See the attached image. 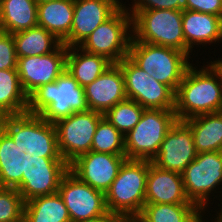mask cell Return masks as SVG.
Returning <instances> with one entry per match:
<instances>
[{"mask_svg": "<svg viewBox=\"0 0 222 222\" xmlns=\"http://www.w3.org/2000/svg\"><path fill=\"white\" fill-rule=\"evenodd\" d=\"M89 110L105 114L117 103L127 99L124 76L117 64H112L96 80L84 87Z\"/></svg>", "mask_w": 222, "mask_h": 222, "instance_id": "e0dca14e", "label": "cell"}, {"mask_svg": "<svg viewBox=\"0 0 222 222\" xmlns=\"http://www.w3.org/2000/svg\"><path fill=\"white\" fill-rule=\"evenodd\" d=\"M67 51L62 43L49 54L17 58L20 84L28 97L40 86L55 82L66 70Z\"/></svg>", "mask_w": 222, "mask_h": 222, "instance_id": "5bb4252c", "label": "cell"}, {"mask_svg": "<svg viewBox=\"0 0 222 222\" xmlns=\"http://www.w3.org/2000/svg\"><path fill=\"white\" fill-rule=\"evenodd\" d=\"M144 110L145 108L134 100L125 99L103 116L125 137L138 124Z\"/></svg>", "mask_w": 222, "mask_h": 222, "instance_id": "f546056e", "label": "cell"}, {"mask_svg": "<svg viewBox=\"0 0 222 222\" xmlns=\"http://www.w3.org/2000/svg\"><path fill=\"white\" fill-rule=\"evenodd\" d=\"M132 16V39L166 46L185 52L182 11L152 9L129 12Z\"/></svg>", "mask_w": 222, "mask_h": 222, "instance_id": "8992f818", "label": "cell"}, {"mask_svg": "<svg viewBox=\"0 0 222 222\" xmlns=\"http://www.w3.org/2000/svg\"><path fill=\"white\" fill-rule=\"evenodd\" d=\"M201 213L195 203L145 204L140 215L148 222H201Z\"/></svg>", "mask_w": 222, "mask_h": 222, "instance_id": "f1b7e54d", "label": "cell"}, {"mask_svg": "<svg viewBox=\"0 0 222 222\" xmlns=\"http://www.w3.org/2000/svg\"><path fill=\"white\" fill-rule=\"evenodd\" d=\"M117 220V216L108 212L106 215L98 216L92 219L81 220L78 222H117Z\"/></svg>", "mask_w": 222, "mask_h": 222, "instance_id": "d590c367", "label": "cell"}, {"mask_svg": "<svg viewBox=\"0 0 222 222\" xmlns=\"http://www.w3.org/2000/svg\"><path fill=\"white\" fill-rule=\"evenodd\" d=\"M130 222H148L140 214H134L126 217Z\"/></svg>", "mask_w": 222, "mask_h": 222, "instance_id": "74e56055", "label": "cell"}, {"mask_svg": "<svg viewBox=\"0 0 222 222\" xmlns=\"http://www.w3.org/2000/svg\"><path fill=\"white\" fill-rule=\"evenodd\" d=\"M74 0H52L38 3V26L45 28L63 42L70 34Z\"/></svg>", "mask_w": 222, "mask_h": 222, "instance_id": "7402d4cb", "label": "cell"}, {"mask_svg": "<svg viewBox=\"0 0 222 222\" xmlns=\"http://www.w3.org/2000/svg\"><path fill=\"white\" fill-rule=\"evenodd\" d=\"M103 117L101 113L88 110L74 112L54 123L59 153L68 164L91 151L93 136Z\"/></svg>", "mask_w": 222, "mask_h": 222, "instance_id": "8fae6325", "label": "cell"}, {"mask_svg": "<svg viewBox=\"0 0 222 222\" xmlns=\"http://www.w3.org/2000/svg\"><path fill=\"white\" fill-rule=\"evenodd\" d=\"M131 39L132 16L128 12L116 11L109 19L101 23L79 47L117 64L128 56Z\"/></svg>", "mask_w": 222, "mask_h": 222, "instance_id": "ba28073f", "label": "cell"}, {"mask_svg": "<svg viewBox=\"0 0 222 222\" xmlns=\"http://www.w3.org/2000/svg\"><path fill=\"white\" fill-rule=\"evenodd\" d=\"M128 57L155 80L169 86L175 93L192 64L190 57L178 49L131 41Z\"/></svg>", "mask_w": 222, "mask_h": 222, "instance_id": "277c9868", "label": "cell"}, {"mask_svg": "<svg viewBox=\"0 0 222 222\" xmlns=\"http://www.w3.org/2000/svg\"><path fill=\"white\" fill-rule=\"evenodd\" d=\"M117 222H130L127 218H118Z\"/></svg>", "mask_w": 222, "mask_h": 222, "instance_id": "60d3db41", "label": "cell"}, {"mask_svg": "<svg viewBox=\"0 0 222 222\" xmlns=\"http://www.w3.org/2000/svg\"><path fill=\"white\" fill-rule=\"evenodd\" d=\"M176 121L174 110L145 109L138 124L125 136L126 158L152 161Z\"/></svg>", "mask_w": 222, "mask_h": 222, "instance_id": "52a82bcc", "label": "cell"}, {"mask_svg": "<svg viewBox=\"0 0 222 222\" xmlns=\"http://www.w3.org/2000/svg\"><path fill=\"white\" fill-rule=\"evenodd\" d=\"M116 11L103 0H74L72 28L69 36L62 43L67 48L79 46Z\"/></svg>", "mask_w": 222, "mask_h": 222, "instance_id": "ac0fdd59", "label": "cell"}, {"mask_svg": "<svg viewBox=\"0 0 222 222\" xmlns=\"http://www.w3.org/2000/svg\"><path fill=\"white\" fill-rule=\"evenodd\" d=\"M17 69L13 34L0 31V70Z\"/></svg>", "mask_w": 222, "mask_h": 222, "instance_id": "d6a6232c", "label": "cell"}, {"mask_svg": "<svg viewBox=\"0 0 222 222\" xmlns=\"http://www.w3.org/2000/svg\"><path fill=\"white\" fill-rule=\"evenodd\" d=\"M36 0H0V29L16 33L38 26Z\"/></svg>", "mask_w": 222, "mask_h": 222, "instance_id": "cb8c5ba5", "label": "cell"}, {"mask_svg": "<svg viewBox=\"0 0 222 222\" xmlns=\"http://www.w3.org/2000/svg\"><path fill=\"white\" fill-rule=\"evenodd\" d=\"M24 203L16 188H0V222H23Z\"/></svg>", "mask_w": 222, "mask_h": 222, "instance_id": "1f68e13d", "label": "cell"}, {"mask_svg": "<svg viewBox=\"0 0 222 222\" xmlns=\"http://www.w3.org/2000/svg\"><path fill=\"white\" fill-rule=\"evenodd\" d=\"M103 1L110 4L117 11H124L129 13L130 8L124 6V4L122 5V2H120L119 0H103Z\"/></svg>", "mask_w": 222, "mask_h": 222, "instance_id": "8d00e7d4", "label": "cell"}, {"mask_svg": "<svg viewBox=\"0 0 222 222\" xmlns=\"http://www.w3.org/2000/svg\"><path fill=\"white\" fill-rule=\"evenodd\" d=\"M37 3H42V2H45V1H52V0H36Z\"/></svg>", "mask_w": 222, "mask_h": 222, "instance_id": "b9f144b4", "label": "cell"}, {"mask_svg": "<svg viewBox=\"0 0 222 222\" xmlns=\"http://www.w3.org/2000/svg\"><path fill=\"white\" fill-rule=\"evenodd\" d=\"M197 154L190 127L184 121L177 120L151 162L158 168L181 174Z\"/></svg>", "mask_w": 222, "mask_h": 222, "instance_id": "2e32d148", "label": "cell"}, {"mask_svg": "<svg viewBox=\"0 0 222 222\" xmlns=\"http://www.w3.org/2000/svg\"><path fill=\"white\" fill-rule=\"evenodd\" d=\"M193 203L184 189L180 173L163 170L148 161L145 204Z\"/></svg>", "mask_w": 222, "mask_h": 222, "instance_id": "d6986e66", "label": "cell"}, {"mask_svg": "<svg viewBox=\"0 0 222 222\" xmlns=\"http://www.w3.org/2000/svg\"><path fill=\"white\" fill-rule=\"evenodd\" d=\"M215 63V65L221 70L222 72V59L215 60L213 61Z\"/></svg>", "mask_w": 222, "mask_h": 222, "instance_id": "ab89813d", "label": "cell"}, {"mask_svg": "<svg viewBox=\"0 0 222 222\" xmlns=\"http://www.w3.org/2000/svg\"><path fill=\"white\" fill-rule=\"evenodd\" d=\"M220 189H222V186H220ZM222 196V195H221ZM222 204V202H221ZM218 215H216V221L214 220V222H222V206H221V211L217 213Z\"/></svg>", "mask_w": 222, "mask_h": 222, "instance_id": "f35d334b", "label": "cell"}, {"mask_svg": "<svg viewBox=\"0 0 222 222\" xmlns=\"http://www.w3.org/2000/svg\"><path fill=\"white\" fill-rule=\"evenodd\" d=\"M13 39L17 58L46 55L62 44L55 35L40 26L13 33Z\"/></svg>", "mask_w": 222, "mask_h": 222, "instance_id": "4316f807", "label": "cell"}, {"mask_svg": "<svg viewBox=\"0 0 222 222\" xmlns=\"http://www.w3.org/2000/svg\"><path fill=\"white\" fill-rule=\"evenodd\" d=\"M117 65L124 76L127 99L134 100L145 109H175V92L139 68L128 56Z\"/></svg>", "mask_w": 222, "mask_h": 222, "instance_id": "9c48e42d", "label": "cell"}, {"mask_svg": "<svg viewBox=\"0 0 222 222\" xmlns=\"http://www.w3.org/2000/svg\"><path fill=\"white\" fill-rule=\"evenodd\" d=\"M112 64L107 58L86 52L79 46L69 47L67 51L66 71L82 87L96 80Z\"/></svg>", "mask_w": 222, "mask_h": 222, "instance_id": "44dd1931", "label": "cell"}, {"mask_svg": "<svg viewBox=\"0 0 222 222\" xmlns=\"http://www.w3.org/2000/svg\"><path fill=\"white\" fill-rule=\"evenodd\" d=\"M187 0H134L129 12L152 9L187 10Z\"/></svg>", "mask_w": 222, "mask_h": 222, "instance_id": "836d02e7", "label": "cell"}, {"mask_svg": "<svg viewBox=\"0 0 222 222\" xmlns=\"http://www.w3.org/2000/svg\"><path fill=\"white\" fill-rule=\"evenodd\" d=\"M58 194L68 209L71 222L92 219L108 213L105 194L80 181L70 171L62 177Z\"/></svg>", "mask_w": 222, "mask_h": 222, "instance_id": "4fadbf2b", "label": "cell"}, {"mask_svg": "<svg viewBox=\"0 0 222 222\" xmlns=\"http://www.w3.org/2000/svg\"><path fill=\"white\" fill-rule=\"evenodd\" d=\"M182 29L185 38V53L190 57L195 45L222 42V18L191 10L182 11Z\"/></svg>", "mask_w": 222, "mask_h": 222, "instance_id": "ffe728a7", "label": "cell"}, {"mask_svg": "<svg viewBox=\"0 0 222 222\" xmlns=\"http://www.w3.org/2000/svg\"><path fill=\"white\" fill-rule=\"evenodd\" d=\"M187 10L203 12L222 18V0H187Z\"/></svg>", "mask_w": 222, "mask_h": 222, "instance_id": "e575fe53", "label": "cell"}, {"mask_svg": "<svg viewBox=\"0 0 222 222\" xmlns=\"http://www.w3.org/2000/svg\"><path fill=\"white\" fill-rule=\"evenodd\" d=\"M199 70L191 64L175 93L177 120L222 111V72L213 61Z\"/></svg>", "mask_w": 222, "mask_h": 222, "instance_id": "6da1fadb", "label": "cell"}, {"mask_svg": "<svg viewBox=\"0 0 222 222\" xmlns=\"http://www.w3.org/2000/svg\"><path fill=\"white\" fill-rule=\"evenodd\" d=\"M84 87L65 70L55 82L40 86L28 97L29 114L55 123L74 112L88 111Z\"/></svg>", "mask_w": 222, "mask_h": 222, "instance_id": "7a4b0ae2", "label": "cell"}, {"mask_svg": "<svg viewBox=\"0 0 222 222\" xmlns=\"http://www.w3.org/2000/svg\"><path fill=\"white\" fill-rule=\"evenodd\" d=\"M91 151L125 155V137L103 117L93 136Z\"/></svg>", "mask_w": 222, "mask_h": 222, "instance_id": "4dcf8cb0", "label": "cell"}, {"mask_svg": "<svg viewBox=\"0 0 222 222\" xmlns=\"http://www.w3.org/2000/svg\"><path fill=\"white\" fill-rule=\"evenodd\" d=\"M181 176L187 197L205 212L210 193L222 184V151L198 153Z\"/></svg>", "mask_w": 222, "mask_h": 222, "instance_id": "30bf717a", "label": "cell"}, {"mask_svg": "<svg viewBox=\"0 0 222 222\" xmlns=\"http://www.w3.org/2000/svg\"><path fill=\"white\" fill-rule=\"evenodd\" d=\"M69 171L63 158H24L22 182L16 187L24 202L45 195L58 193L62 177Z\"/></svg>", "mask_w": 222, "mask_h": 222, "instance_id": "7c38bea8", "label": "cell"}, {"mask_svg": "<svg viewBox=\"0 0 222 222\" xmlns=\"http://www.w3.org/2000/svg\"><path fill=\"white\" fill-rule=\"evenodd\" d=\"M148 160L127 159L105 193L109 213L118 218L140 214L145 205Z\"/></svg>", "mask_w": 222, "mask_h": 222, "instance_id": "5b68a950", "label": "cell"}, {"mask_svg": "<svg viewBox=\"0 0 222 222\" xmlns=\"http://www.w3.org/2000/svg\"><path fill=\"white\" fill-rule=\"evenodd\" d=\"M126 160V155L90 151L72 161L69 171L80 181L105 194Z\"/></svg>", "mask_w": 222, "mask_h": 222, "instance_id": "9a60e30c", "label": "cell"}, {"mask_svg": "<svg viewBox=\"0 0 222 222\" xmlns=\"http://www.w3.org/2000/svg\"><path fill=\"white\" fill-rule=\"evenodd\" d=\"M27 156L0 127V188H16L22 182Z\"/></svg>", "mask_w": 222, "mask_h": 222, "instance_id": "d4e9b609", "label": "cell"}, {"mask_svg": "<svg viewBox=\"0 0 222 222\" xmlns=\"http://www.w3.org/2000/svg\"><path fill=\"white\" fill-rule=\"evenodd\" d=\"M28 96L20 84L17 69L0 70V118L27 113Z\"/></svg>", "mask_w": 222, "mask_h": 222, "instance_id": "83f0119b", "label": "cell"}, {"mask_svg": "<svg viewBox=\"0 0 222 222\" xmlns=\"http://www.w3.org/2000/svg\"><path fill=\"white\" fill-rule=\"evenodd\" d=\"M190 127L197 153L222 151V111L184 120Z\"/></svg>", "mask_w": 222, "mask_h": 222, "instance_id": "603a6c76", "label": "cell"}, {"mask_svg": "<svg viewBox=\"0 0 222 222\" xmlns=\"http://www.w3.org/2000/svg\"><path fill=\"white\" fill-rule=\"evenodd\" d=\"M0 127L28 156L62 158L57 143L54 123L40 115L24 113L0 118Z\"/></svg>", "mask_w": 222, "mask_h": 222, "instance_id": "3957f363", "label": "cell"}, {"mask_svg": "<svg viewBox=\"0 0 222 222\" xmlns=\"http://www.w3.org/2000/svg\"><path fill=\"white\" fill-rule=\"evenodd\" d=\"M23 222H71L58 193L34 197L24 203Z\"/></svg>", "mask_w": 222, "mask_h": 222, "instance_id": "484cf974", "label": "cell"}]
</instances>
